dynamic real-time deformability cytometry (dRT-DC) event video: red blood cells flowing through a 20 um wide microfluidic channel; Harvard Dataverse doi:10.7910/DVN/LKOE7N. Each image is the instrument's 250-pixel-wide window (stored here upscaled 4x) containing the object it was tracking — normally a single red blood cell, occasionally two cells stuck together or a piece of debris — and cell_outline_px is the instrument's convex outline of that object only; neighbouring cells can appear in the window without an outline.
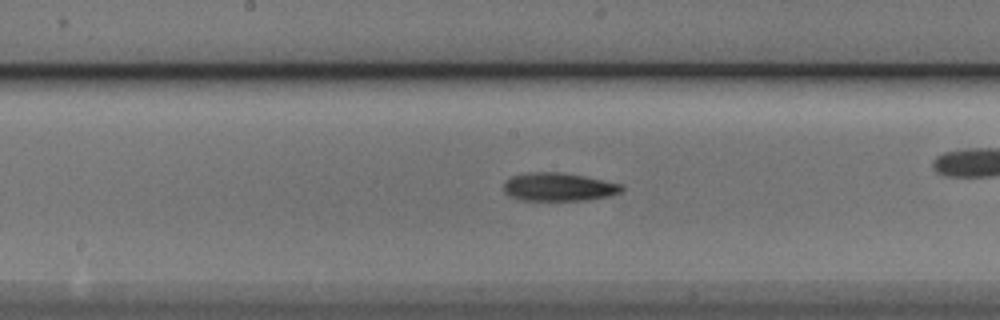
{"species": "Egyptian fruit bat (a non-hibernating species)", "species_latin": "Rousettus aegyptiacus", "temperature_condition": "cold", "stored_images_in_passage": 46, "camera_frame_rate_fps": 3000, "um_per_image_px": 0.085, "animal": {"sex": "male"}, "frame": {"image": 1, "passage_image": 20, "time_ms": 6.333, "image_size_px": [1000, 320], "cell_outline_px": [[624, 188], [620, 192], [608, 196], [588, 200], [520, 200], [508, 196], [504, 192], [504, 180], [512, 176], [528, 172], [556, 172], [584, 176], [624, 184]], "centroid_in_image_um": [47.47, 15.89], "position_along_channel_um": 200.7, "area_um2": 19.54}}
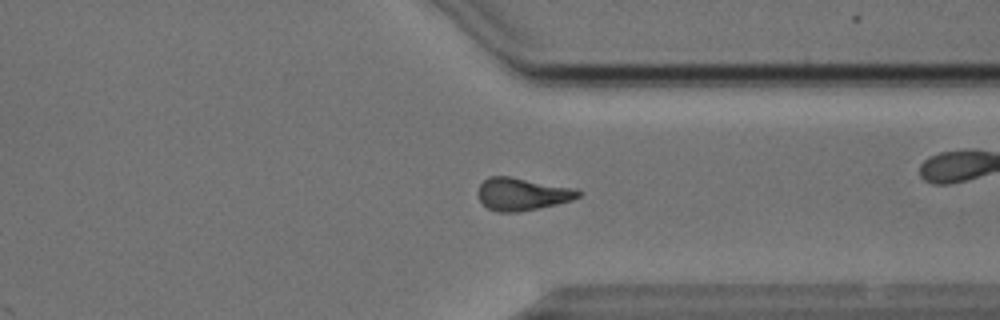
{"frame": {"image": 2, "passage_image": 33, "time_ms": 10.667, "image_size_px": [1000, 320], "cell_outline_px": [[580, 196], [572, 200], [556, 204], [516, 212], [496, 212], [488, 208], [480, 200], [476, 192], [480, 184], [488, 176], [508, 176], [576, 188], [580, 192]], "centroid_in_image_um": [44.36, 16.49], "position_along_channel_um": 367.0, "area_um2": 18.96}, "authors_computed_cell_mechanics": {"area_um2": 18.9584, "velocity_mm_per_s": 3.8468, "shape_relaxation_time_tau1_ms": 4.8643, "shape_relaxation_time_tau2_ms": null, "deformation_change_tau1": 0.1569, "deformation_change_tau2": null}}